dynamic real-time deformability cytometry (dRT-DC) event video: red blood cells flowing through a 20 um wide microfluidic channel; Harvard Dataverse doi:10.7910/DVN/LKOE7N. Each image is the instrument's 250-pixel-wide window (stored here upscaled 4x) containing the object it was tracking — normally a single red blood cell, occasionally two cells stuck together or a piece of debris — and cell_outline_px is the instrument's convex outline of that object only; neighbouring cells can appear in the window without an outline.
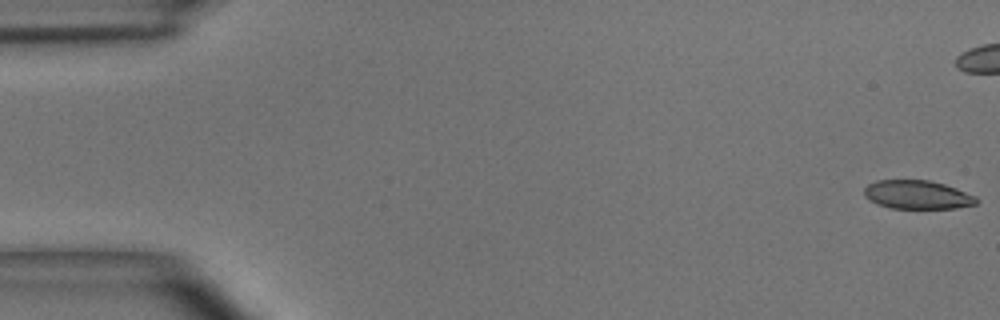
{"species": "common noctule bat (a hibernating species)", "species_latin": "Nyctalus noctula", "temperature_condition": "room temperature", "stored_images_in_passage": 11, "camera_frame_rate_fps": 3000, "um_per_image_px": 0.085, "animal": {"sex": "male", "body_mass_g": 15.6}, "frame": {"image": 1, "passage_image": 1, "time_ms": 0.0, "image_size_px": [1000, 320], "cell_outline_px": [[980, 200], [976, 204], [956, 208], [892, 208], [868, 200], [864, 196], [864, 188], [868, 184], [876, 180], [928, 180], [944, 184], [956, 188], [976, 196]], "centroid_in_image_um": [77.98, 16.54], "position_along_channel_um": 7.0, "area_um2": 18.73}}
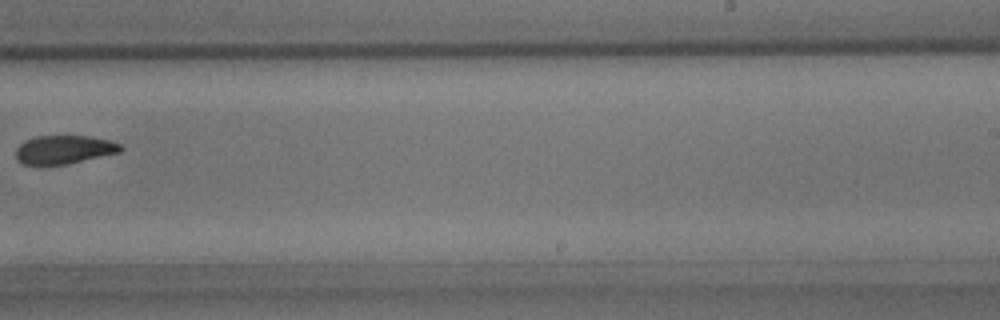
{"frame": {"image": 2, "passage_image": 10, "time_ms": 3.0, "image_size_px": [1000, 320], "cell_outline_px": [[124, 148], [120, 152], [68, 164], [20, 164], [16, 160], [16, 148], [20, 144], [36, 136], [88, 136], [108, 140], [120, 144]], "centroid_in_image_um": [5.44, 12.72], "position_along_channel_um": 283.6, "area_um2": 17.28}}